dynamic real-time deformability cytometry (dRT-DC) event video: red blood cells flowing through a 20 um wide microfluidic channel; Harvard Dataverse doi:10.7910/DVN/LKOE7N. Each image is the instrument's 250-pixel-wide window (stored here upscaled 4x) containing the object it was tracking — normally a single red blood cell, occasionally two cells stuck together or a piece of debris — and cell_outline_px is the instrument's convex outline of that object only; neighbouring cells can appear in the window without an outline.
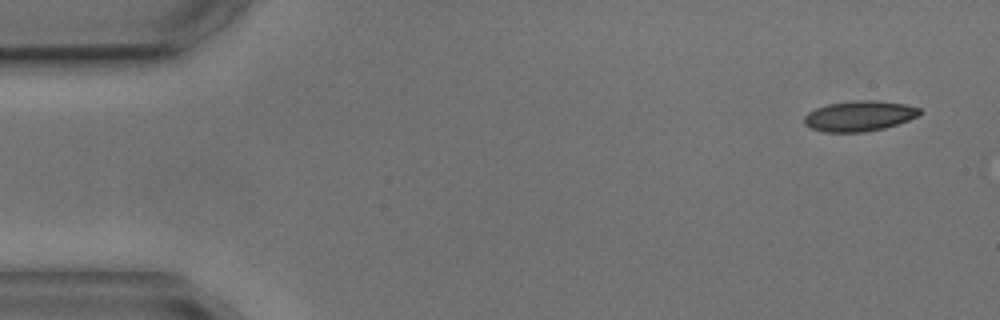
{"species": "common noctule bat (a hibernating species)", "species_latin": "Nyctalus noctula", "temperature_condition": "cold", "stored_images_in_passage": 4, "camera_frame_rate_fps": 3000, "um_per_image_px": 0.085, "animal": {"sex": "male", "body_mass_g": 17.9, "forearm_length_mm": 54.2}, "frame": {"image": 1, "passage_image": 1, "time_ms": 0.0, "image_size_px": [1000, 320], "cell_outline_px": [[920, 112], [916, 116], [908, 120], [884, 128], [864, 132], [824, 132], [812, 128], [804, 124], [804, 116], [808, 112], [816, 108], [828, 104], [856, 100], [876, 100], [904, 104], [920, 108]], "centroid_in_image_um": [73.01, 9.86], "position_along_channel_um": 12.0, "area_um2": 20.29}}
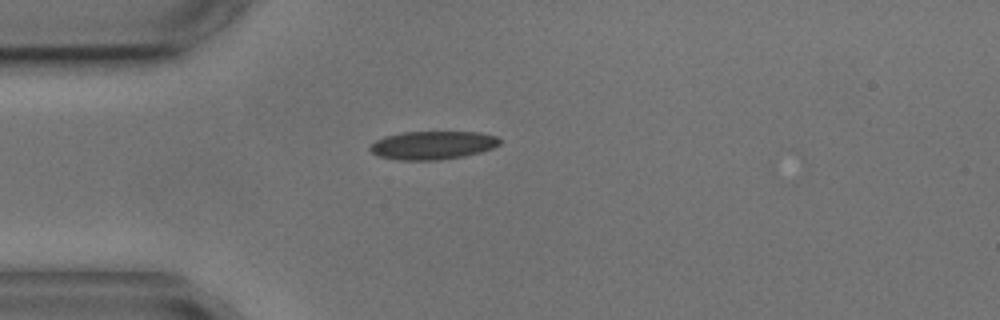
{"frame": {"image": 2, "passage_image": 4, "time_ms": 3.667, "image_size_px": [1000, 320], "cell_outline_px": [[500, 144], [492, 148], [480, 152], [464, 156], [436, 160], [400, 160], [380, 156], [372, 152], [368, 148], [376, 140], [384, 136], [404, 132], [480, 132], [496, 136], [500, 140]], "centroid_in_image_um": [36.78, 12.34], "position_along_channel_um": 48.2, "area_um2": 21.27}}